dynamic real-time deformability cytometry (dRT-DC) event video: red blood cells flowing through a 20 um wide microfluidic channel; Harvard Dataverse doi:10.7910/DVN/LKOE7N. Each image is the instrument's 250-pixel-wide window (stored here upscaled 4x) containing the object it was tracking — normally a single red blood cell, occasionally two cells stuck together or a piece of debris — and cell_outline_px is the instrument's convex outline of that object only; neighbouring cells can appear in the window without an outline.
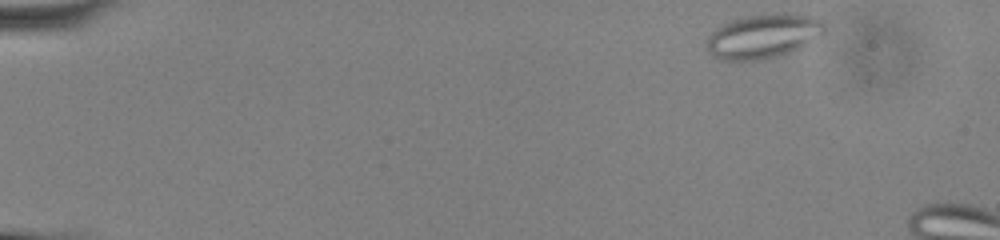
{"species": "common noctule bat (a hibernating species)", "species_latin": "Nyctalus noctula", "temperature_condition": "cold", "stored_images_in_passage": 11, "camera_frame_rate_fps": 3000, "um_per_image_px": 0.085, "animal": {"sex": "male", "body_mass_g": 13.0, "forearm_length_mm": 53.1}, "frame": {"image": 1, "passage_image": 1, "time_ms": 0.0, "image_size_px": [1000, 240], "cell_outline_px": [[824, 32], [800, 48], [776, 56], [756, 60], [716, 60], [708, 52], [708, 36], [716, 28], [732, 20], [744, 16], [776, 12], [796, 12], [820, 20], [824, 24]], "centroid_in_image_um": [64.85, 3.05], "position_along_channel_um": 20.1, "area_um2": 30.35}}